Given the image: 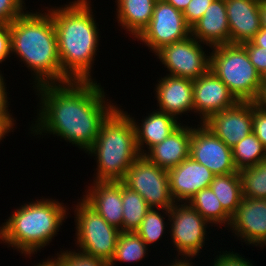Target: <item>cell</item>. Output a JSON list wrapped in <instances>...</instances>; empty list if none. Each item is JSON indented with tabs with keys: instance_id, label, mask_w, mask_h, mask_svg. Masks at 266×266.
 <instances>
[{
	"instance_id": "29",
	"label": "cell",
	"mask_w": 266,
	"mask_h": 266,
	"mask_svg": "<svg viewBox=\"0 0 266 266\" xmlns=\"http://www.w3.org/2000/svg\"><path fill=\"white\" fill-rule=\"evenodd\" d=\"M242 197L266 199V159L259 164L238 171Z\"/></svg>"
},
{
	"instance_id": "4",
	"label": "cell",
	"mask_w": 266,
	"mask_h": 266,
	"mask_svg": "<svg viewBox=\"0 0 266 266\" xmlns=\"http://www.w3.org/2000/svg\"><path fill=\"white\" fill-rule=\"evenodd\" d=\"M21 206L2 223L0 241L30 258L58 234L68 209L59 201L44 198Z\"/></svg>"
},
{
	"instance_id": "5",
	"label": "cell",
	"mask_w": 266,
	"mask_h": 266,
	"mask_svg": "<svg viewBox=\"0 0 266 266\" xmlns=\"http://www.w3.org/2000/svg\"><path fill=\"white\" fill-rule=\"evenodd\" d=\"M86 153L94 155L97 160L93 181L121 182L129 167L140 156L134 125L128 112L117 106L102 123L96 141Z\"/></svg>"
},
{
	"instance_id": "18",
	"label": "cell",
	"mask_w": 266,
	"mask_h": 266,
	"mask_svg": "<svg viewBox=\"0 0 266 266\" xmlns=\"http://www.w3.org/2000/svg\"><path fill=\"white\" fill-rule=\"evenodd\" d=\"M159 80L155 88L159 105V109L156 110L172 115L176 119L178 115L194 111L192 80L170 75Z\"/></svg>"
},
{
	"instance_id": "22",
	"label": "cell",
	"mask_w": 266,
	"mask_h": 266,
	"mask_svg": "<svg viewBox=\"0 0 266 266\" xmlns=\"http://www.w3.org/2000/svg\"><path fill=\"white\" fill-rule=\"evenodd\" d=\"M130 118L134 125L136 146L140 155H145L146 150L143 149L145 144L146 148L150 150L165 140L181 124L172 115L157 110L148 114L144 120L142 119V123L136 122L134 117Z\"/></svg>"
},
{
	"instance_id": "42",
	"label": "cell",
	"mask_w": 266,
	"mask_h": 266,
	"mask_svg": "<svg viewBox=\"0 0 266 266\" xmlns=\"http://www.w3.org/2000/svg\"><path fill=\"white\" fill-rule=\"evenodd\" d=\"M260 26L266 28V0H260L259 4Z\"/></svg>"
},
{
	"instance_id": "26",
	"label": "cell",
	"mask_w": 266,
	"mask_h": 266,
	"mask_svg": "<svg viewBox=\"0 0 266 266\" xmlns=\"http://www.w3.org/2000/svg\"><path fill=\"white\" fill-rule=\"evenodd\" d=\"M148 246L134 231H122L119 233L115 253L108 263V266H114L115 262L136 263L142 260L148 252Z\"/></svg>"
},
{
	"instance_id": "20",
	"label": "cell",
	"mask_w": 266,
	"mask_h": 266,
	"mask_svg": "<svg viewBox=\"0 0 266 266\" xmlns=\"http://www.w3.org/2000/svg\"><path fill=\"white\" fill-rule=\"evenodd\" d=\"M191 35L211 49L230 44V30L225 0H213L204 15L191 27Z\"/></svg>"
},
{
	"instance_id": "28",
	"label": "cell",
	"mask_w": 266,
	"mask_h": 266,
	"mask_svg": "<svg viewBox=\"0 0 266 266\" xmlns=\"http://www.w3.org/2000/svg\"><path fill=\"white\" fill-rule=\"evenodd\" d=\"M233 162L237 171L253 167L266 159V148L251 132L232 147Z\"/></svg>"
},
{
	"instance_id": "41",
	"label": "cell",
	"mask_w": 266,
	"mask_h": 266,
	"mask_svg": "<svg viewBox=\"0 0 266 266\" xmlns=\"http://www.w3.org/2000/svg\"><path fill=\"white\" fill-rule=\"evenodd\" d=\"M174 6L177 10L184 12L191 0H164Z\"/></svg>"
},
{
	"instance_id": "24",
	"label": "cell",
	"mask_w": 266,
	"mask_h": 266,
	"mask_svg": "<svg viewBox=\"0 0 266 266\" xmlns=\"http://www.w3.org/2000/svg\"><path fill=\"white\" fill-rule=\"evenodd\" d=\"M210 188L218 198L223 209L232 217L243 198L239 173L215 175Z\"/></svg>"
},
{
	"instance_id": "13",
	"label": "cell",
	"mask_w": 266,
	"mask_h": 266,
	"mask_svg": "<svg viewBox=\"0 0 266 266\" xmlns=\"http://www.w3.org/2000/svg\"><path fill=\"white\" fill-rule=\"evenodd\" d=\"M252 117L253 102L238 101L233 107L209 116L202 124L232 148L253 132Z\"/></svg>"
},
{
	"instance_id": "33",
	"label": "cell",
	"mask_w": 266,
	"mask_h": 266,
	"mask_svg": "<svg viewBox=\"0 0 266 266\" xmlns=\"http://www.w3.org/2000/svg\"><path fill=\"white\" fill-rule=\"evenodd\" d=\"M241 45L246 49L250 62L262 76L266 72V48L256 46L251 41Z\"/></svg>"
},
{
	"instance_id": "7",
	"label": "cell",
	"mask_w": 266,
	"mask_h": 266,
	"mask_svg": "<svg viewBox=\"0 0 266 266\" xmlns=\"http://www.w3.org/2000/svg\"><path fill=\"white\" fill-rule=\"evenodd\" d=\"M74 213L77 229L75 244L80 247V251L101 258L108 264L114 256L121 231L111 226L83 199L76 204Z\"/></svg>"
},
{
	"instance_id": "1",
	"label": "cell",
	"mask_w": 266,
	"mask_h": 266,
	"mask_svg": "<svg viewBox=\"0 0 266 266\" xmlns=\"http://www.w3.org/2000/svg\"><path fill=\"white\" fill-rule=\"evenodd\" d=\"M99 84L70 80L35 87L41 106L31 133L57 135L86 153L96 141L102 123L117 108L107 102Z\"/></svg>"
},
{
	"instance_id": "44",
	"label": "cell",
	"mask_w": 266,
	"mask_h": 266,
	"mask_svg": "<svg viewBox=\"0 0 266 266\" xmlns=\"http://www.w3.org/2000/svg\"><path fill=\"white\" fill-rule=\"evenodd\" d=\"M34 266H56V263L54 259H47V261H42L41 263H37V265Z\"/></svg>"
},
{
	"instance_id": "14",
	"label": "cell",
	"mask_w": 266,
	"mask_h": 266,
	"mask_svg": "<svg viewBox=\"0 0 266 266\" xmlns=\"http://www.w3.org/2000/svg\"><path fill=\"white\" fill-rule=\"evenodd\" d=\"M237 102L225 83L211 70L193 81L194 113L200 115V124L209 116L233 107Z\"/></svg>"
},
{
	"instance_id": "31",
	"label": "cell",
	"mask_w": 266,
	"mask_h": 266,
	"mask_svg": "<svg viewBox=\"0 0 266 266\" xmlns=\"http://www.w3.org/2000/svg\"><path fill=\"white\" fill-rule=\"evenodd\" d=\"M53 258L56 266H108V264L101 258L94 257L86 254L85 252L78 251H61Z\"/></svg>"
},
{
	"instance_id": "2",
	"label": "cell",
	"mask_w": 266,
	"mask_h": 266,
	"mask_svg": "<svg viewBox=\"0 0 266 266\" xmlns=\"http://www.w3.org/2000/svg\"><path fill=\"white\" fill-rule=\"evenodd\" d=\"M89 0L48 8L57 34L62 73L70 81H94L91 71L99 45V29ZM64 7V8H63Z\"/></svg>"
},
{
	"instance_id": "38",
	"label": "cell",
	"mask_w": 266,
	"mask_h": 266,
	"mask_svg": "<svg viewBox=\"0 0 266 266\" xmlns=\"http://www.w3.org/2000/svg\"><path fill=\"white\" fill-rule=\"evenodd\" d=\"M11 54L10 24H0V63Z\"/></svg>"
},
{
	"instance_id": "36",
	"label": "cell",
	"mask_w": 266,
	"mask_h": 266,
	"mask_svg": "<svg viewBox=\"0 0 266 266\" xmlns=\"http://www.w3.org/2000/svg\"><path fill=\"white\" fill-rule=\"evenodd\" d=\"M252 131L266 148V111L253 102Z\"/></svg>"
},
{
	"instance_id": "40",
	"label": "cell",
	"mask_w": 266,
	"mask_h": 266,
	"mask_svg": "<svg viewBox=\"0 0 266 266\" xmlns=\"http://www.w3.org/2000/svg\"><path fill=\"white\" fill-rule=\"evenodd\" d=\"M251 42L256 46L266 48V28L261 27Z\"/></svg>"
},
{
	"instance_id": "35",
	"label": "cell",
	"mask_w": 266,
	"mask_h": 266,
	"mask_svg": "<svg viewBox=\"0 0 266 266\" xmlns=\"http://www.w3.org/2000/svg\"><path fill=\"white\" fill-rule=\"evenodd\" d=\"M4 77L0 71V122L9 130L11 131L15 125L14 118L8 111V97H7V91H6V83L4 82ZM12 116V117H11Z\"/></svg>"
},
{
	"instance_id": "6",
	"label": "cell",
	"mask_w": 266,
	"mask_h": 266,
	"mask_svg": "<svg viewBox=\"0 0 266 266\" xmlns=\"http://www.w3.org/2000/svg\"><path fill=\"white\" fill-rule=\"evenodd\" d=\"M210 70L221 79L238 101L253 102L261 86V75L241 44L212 47Z\"/></svg>"
},
{
	"instance_id": "8",
	"label": "cell",
	"mask_w": 266,
	"mask_h": 266,
	"mask_svg": "<svg viewBox=\"0 0 266 266\" xmlns=\"http://www.w3.org/2000/svg\"><path fill=\"white\" fill-rule=\"evenodd\" d=\"M121 182L144 198L150 208H159L164 212L175 204L170 193L168 171L145 155L134 161Z\"/></svg>"
},
{
	"instance_id": "37",
	"label": "cell",
	"mask_w": 266,
	"mask_h": 266,
	"mask_svg": "<svg viewBox=\"0 0 266 266\" xmlns=\"http://www.w3.org/2000/svg\"><path fill=\"white\" fill-rule=\"evenodd\" d=\"M227 250L217 255L212 262V266H254L249 260L243 258L238 253L230 252Z\"/></svg>"
},
{
	"instance_id": "43",
	"label": "cell",
	"mask_w": 266,
	"mask_h": 266,
	"mask_svg": "<svg viewBox=\"0 0 266 266\" xmlns=\"http://www.w3.org/2000/svg\"><path fill=\"white\" fill-rule=\"evenodd\" d=\"M175 261V262H174ZM174 261L171 262L168 266H193L192 262L189 261V259H174ZM190 262V263H189Z\"/></svg>"
},
{
	"instance_id": "3",
	"label": "cell",
	"mask_w": 266,
	"mask_h": 266,
	"mask_svg": "<svg viewBox=\"0 0 266 266\" xmlns=\"http://www.w3.org/2000/svg\"><path fill=\"white\" fill-rule=\"evenodd\" d=\"M46 11L25 10L10 23L11 54L21 58L33 73L32 87L69 81L62 73L56 30L50 12Z\"/></svg>"
},
{
	"instance_id": "46",
	"label": "cell",
	"mask_w": 266,
	"mask_h": 266,
	"mask_svg": "<svg viewBox=\"0 0 266 266\" xmlns=\"http://www.w3.org/2000/svg\"><path fill=\"white\" fill-rule=\"evenodd\" d=\"M261 85H266V72L261 76Z\"/></svg>"
},
{
	"instance_id": "25",
	"label": "cell",
	"mask_w": 266,
	"mask_h": 266,
	"mask_svg": "<svg viewBox=\"0 0 266 266\" xmlns=\"http://www.w3.org/2000/svg\"><path fill=\"white\" fill-rule=\"evenodd\" d=\"M187 203L209 223L229 227L232 217L223 209L210 187L200 190Z\"/></svg>"
},
{
	"instance_id": "27",
	"label": "cell",
	"mask_w": 266,
	"mask_h": 266,
	"mask_svg": "<svg viewBox=\"0 0 266 266\" xmlns=\"http://www.w3.org/2000/svg\"><path fill=\"white\" fill-rule=\"evenodd\" d=\"M122 206H123V231H136L150 209L136 191L128 188L121 182Z\"/></svg>"
},
{
	"instance_id": "34",
	"label": "cell",
	"mask_w": 266,
	"mask_h": 266,
	"mask_svg": "<svg viewBox=\"0 0 266 266\" xmlns=\"http://www.w3.org/2000/svg\"><path fill=\"white\" fill-rule=\"evenodd\" d=\"M213 0H191L183 12L186 23L192 27L205 13Z\"/></svg>"
},
{
	"instance_id": "11",
	"label": "cell",
	"mask_w": 266,
	"mask_h": 266,
	"mask_svg": "<svg viewBox=\"0 0 266 266\" xmlns=\"http://www.w3.org/2000/svg\"><path fill=\"white\" fill-rule=\"evenodd\" d=\"M190 35L191 27L186 23L183 12L164 0H157L151 21L136 38L155 53L161 47L182 41Z\"/></svg>"
},
{
	"instance_id": "15",
	"label": "cell",
	"mask_w": 266,
	"mask_h": 266,
	"mask_svg": "<svg viewBox=\"0 0 266 266\" xmlns=\"http://www.w3.org/2000/svg\"><path fill=\"white\" fill-rule=\"evenodd\" d=\"M231 227V228H230ZM229 228L245 244L266 245V199L243 197Z\"/></svg>"
},
{
	"instance_id": "30",
	"label": "cell",
	"mask_w": 266,
	"mask_h": 266,
	"mask_svg": "<svg viewBox=\"0 0 266 266\" xmlns=\"http://www.w3.org/2000/svg\"><path fill=\"white\" fill-rule=\"evenodd\" d=\"M161 214L159 208L157 210L150 208L142 220L141 226L135 231L147 246L160 240L165 232V217Z\"/></svg>"
},
{
	"instance_id": "17",
	"label": "cell",
	"mask_w": 266,
	"mask_h": 266,
	"mask_svg": "<svg viewBox=\"0 0 266 266\" xmlns=\"http://www.w3.org/2000/svg\"><path fill=\"white\" fill-rule=\"evenodd\" d=\"M93 185V186H92ZM83 200L111 226L123 231L121 182L94 181Z\"/></svg>"
},
{
	"instance_id": "12",
	"label": "cell",
	"mask_w": 266,
	"mask_h": 266,
	"mask_svg": "<svg viewBox=\"0 0 266 266\" xmlns=\"http://www.w3.org/2000/svg\"><path fill=\"white\" fill-rule=\"evenodd\" d=\"M189 157L203 164L215 175L238 172L233 162L232 148L202 123L197 128H192Z\"/></svg>"
},
{
	"instance_id": "10",
	"label": "cell",
	"mask_w": 266,
	"mask_h": 266,
	"mask_svg": "<svg viewBox=\"0 0 266 266\" xmlns=\"http://www.w3.org/2000/svg\"><path fill=\"white\" fill-rule=\"evenodd\" d=\"M195 37L167 44L155 52L164 67L170 72L168 75L196 80L210 70L211 55Z\"/></svg>"
},
{
	"instance_id": "9",
	"label": "cell",
	"mask_w": 266,
	"mask_h": 266,
	"mask_svg": "<svg viewBox=\"0 0 266 266\" xmlns=\"http://www.w3.org/2000/svg\"><path fill=\"white\" fill-rule=\"evenodd\" d=\"M179 204V205H178ZM168 221L171 222L170 236L178 255L191 261L205 246L206 228L209 222L188 203H175L170 209H165ZM183 255V256H182Z\"/></svg>"
},
{
	"instance_id": "45",
	"label": "cell",
	"mask_w": 266,
	"mask_h": 266,
	"mask_svg": "<svg viewBox=\"0 0 266 266\" xmlns=\"http://www.w3.org/2000/svg\"><path fill=\"white\" fill-rule=\"evenodd\" d=\"M10 131L0 122V142Z\"/></svg>"
},
{
	"instance_id": "21",
	"label": "cell",
	"mask_w": 266,
	"mask_h": 266,
	"mask_svg": "<svg viewBox=\"0 0 266 266\" xmlns=\"http://www.w3.org/2000/svg\"><path fill=\"white\" fill-rule=\"evenodd\" d=\"M192 127L180 124L161 143L145 151V156L166 170L178 166L189 157Z\"/></svg>"
},
{
	"instance_id": "39",
	"label": "cell",
	"mask_w": 266,
	"mask_h": 266,
	"mask_svg": "<svg viewBox=\"0 0 266 266\" xmlns=\"http://www.w3.org/2000/svg\"><path fill=\"white\" fill-rule=\"evenodd\" d=\"M254 104L260 109L266 111V85H261Z\"/></svg>"
},
{
	"instance_id": "16",
	"label": "cell",
	"mask_w": 266,
	"mask_h": 266,
	"mask_svg": "<svg viewBox=\"0 0 266 266\" xmlns=\"http://www.w3.org/2000/svg\"><path fill=\"white\" fill-rule=\"evenodd\" d=\"M170 193L175 203H186L200 190L210 187L215 174L191 157L167 170Z\"/></svg>"
},
{
	"instance_id": "19",
	"label": "cell",
	"mask_w": 266,
	"mask_h": 266,
	"mask_svg": "<svg viewBox=\"0 0 266 266\" xmlns=\"http://www.w3.org/2000/svg\"><path fill=\"white\" fill-rule=\"evenodd\" d=\"M230 44L251 41L260 30V0H225Z\"/></svg>"
},
{
	"instance_id": "23",
	"label": "cell",
	"mask_w": 266,
	"mask_h": 266,
	"mask_svg": "<svg viewBox=\"0 0 266 266\" xmlns=\"http://www.w3.org/2000/svg\"><path fill=\"white\" fill-rule=\"evenodd\" d=\"M157 0H116L117 20L122 28L136 37L149 24Z\"/></svg>"
},
{
	"instance_id": "32",
	"label": "cell",
	"mask_w": 266,
	"mask_h": 266,
	"mask_svg": "<svg viewBox=\"0 0 266 266\" xmlns=\"http://www.w3.org/2000/svg\"><path fill=\"white\" fill-rule=\"evenodd\" d=\"M24 2V0H0V24H10L21 16L26 10Z\"/></svg>"
}]
</instances>
